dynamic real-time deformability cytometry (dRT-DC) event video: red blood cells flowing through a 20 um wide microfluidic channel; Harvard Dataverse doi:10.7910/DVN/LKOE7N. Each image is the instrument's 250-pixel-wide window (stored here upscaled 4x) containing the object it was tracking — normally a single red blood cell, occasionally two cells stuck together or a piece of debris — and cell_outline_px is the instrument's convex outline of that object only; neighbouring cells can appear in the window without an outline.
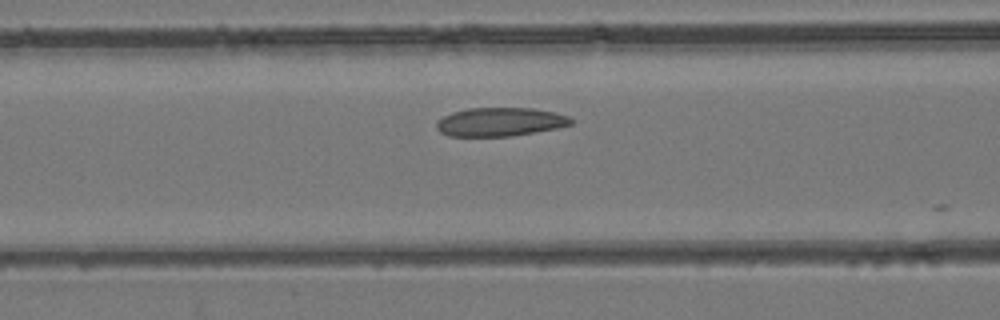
{"species": "common noctule bat (a hibernating species)", "species_latin": "Nyctalus noctula", "temperature_condition": "room temperature", "stored_images_in_passage": 6, "camera_frame_rate_fps": 3000, "um_per_image_px": 0.085, "animal": {"sex": "female", "body_mass_g": 24.6, "forearm_length_mm": 56.2}, "frame": {"image": 1, "passage_image": 4, "time_ms": 1.0, "image_size_px": [1000, 320], "cell_outline_px": [[576, 120], [572, 124], [556, 128], [536, 132], [512, 136], [448, 136], [440, 132], [436, 128], [436, 120], [452, 112], [468, 108], [532, 108], [556, 112], [568, 116]], "centroid_in_image_um": [42.52, 10.36], "position_along_channel_um": 124.1, "area_um2": 22.66}}